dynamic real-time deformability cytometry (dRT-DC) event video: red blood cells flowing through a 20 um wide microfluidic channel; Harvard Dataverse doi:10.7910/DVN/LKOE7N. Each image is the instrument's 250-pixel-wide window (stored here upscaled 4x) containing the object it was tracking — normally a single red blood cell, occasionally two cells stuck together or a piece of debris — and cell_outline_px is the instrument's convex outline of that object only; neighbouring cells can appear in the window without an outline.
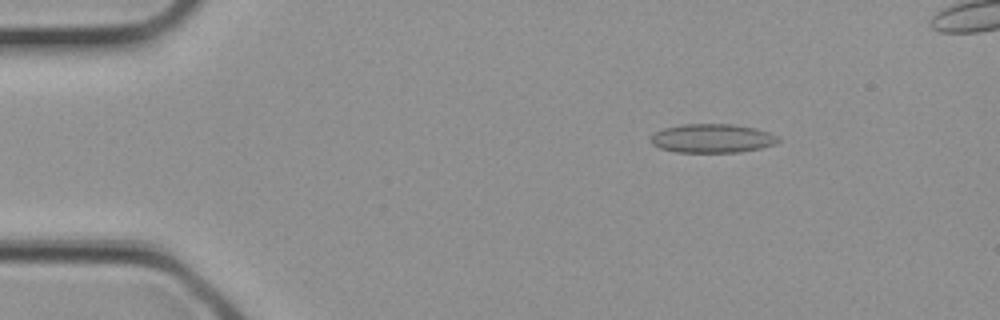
{"species": "common noctule bat (a hibernating species)", "species_latin": "Nyctalus noctula", "temperature_condition": "cold", "stored_images_in_passage": 3, "camera_frame_rate_fps": 3000, "um_per_image_px": 0.085, "animal": {"sex": "female", "body_mass_g": 21.9}, "frame": {"image": 1, "passage_image": 1, "time_ms": 0.0, "image_size_px": [1000, 320], "cell_outline_px": [[780, 140], [776, 144], [760, 148], [740, 152], [676, 152], [660, 148], [652, 144], [652, 136], [656, 132], [664, 128], [680, 124], [732, 124], [756, 128], [780, 136]], "centroid_in_image_um": [60.58, 11.76], "position_along_channel_um": 24.4, "area_um2": 21.44}}